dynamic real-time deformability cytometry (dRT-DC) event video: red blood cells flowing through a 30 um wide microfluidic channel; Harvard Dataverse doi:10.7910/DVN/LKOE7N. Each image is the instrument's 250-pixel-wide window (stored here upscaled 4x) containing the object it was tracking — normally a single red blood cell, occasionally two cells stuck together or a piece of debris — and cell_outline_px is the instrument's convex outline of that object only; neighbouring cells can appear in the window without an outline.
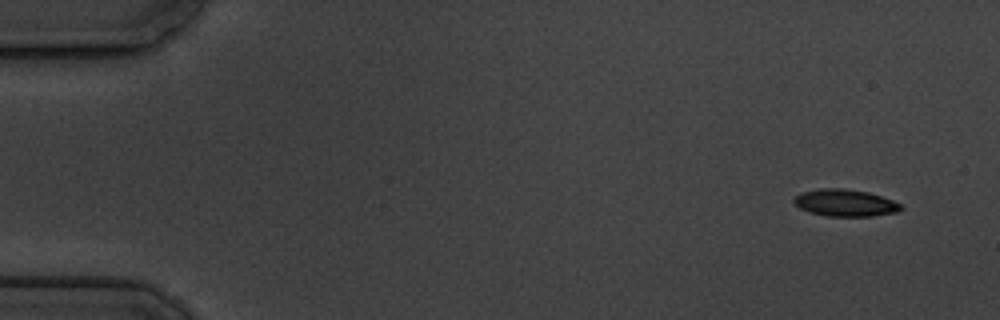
{"species": "common noctule bat (a hibernating species)", "species_latin": "Nyctalus noctula", "temperature_condition": "cold", "stored_images_in_passage": 4, "camera_frame_rate_fps": 3000, "um_per_image_px": 0.085, "animal": {"sex": "male", "body_mass_g": 19.5, "forearm_length_mm": 54.6}, "frame": {"image": 1, "passage_image": 1, "time_ms": 0.0, "image_size_px": [1000, 320], "cell_outline_px": [[904, 208], [896, 212], [872, 216], [824, 216], [808, 212], [800, 208], [792, 200], [796, 196], [804, 192], [820, 188], [840, 188], [868, 192], [892, 200], [900, 204]], "centroid_in_image_um": [71.83, 17.25], "position_along_channel_um": 13.2, "area_um2": 16.7}}
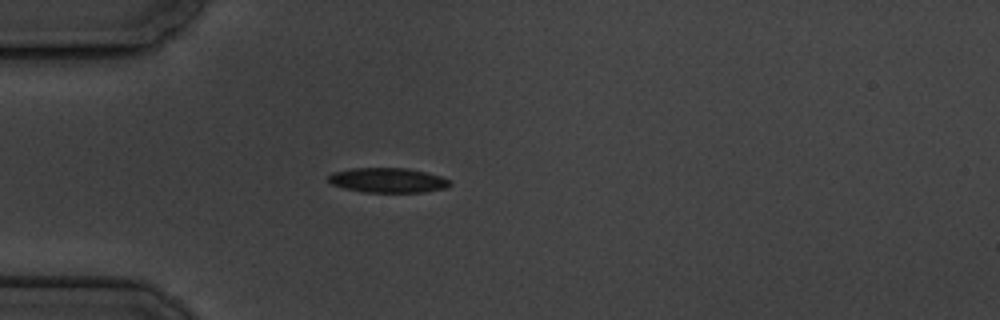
{"frame": {"image": 2, "passage_image": 4, "time_ms": 4.333, "image_size_px": [1000, 320], "cell_outline_px": [[452, 184], [444, 188], [424, 192], [364, 192], [344, 188], [332, 184], [328, 180], [328, 176], [332, 172], [352, 168], [408, 168], [440, 176], [452, 180]], "centroid_in_image_um": [32.97, 15.32], "position_along_channel_um": 52.0, "area_um2": 17.51}}